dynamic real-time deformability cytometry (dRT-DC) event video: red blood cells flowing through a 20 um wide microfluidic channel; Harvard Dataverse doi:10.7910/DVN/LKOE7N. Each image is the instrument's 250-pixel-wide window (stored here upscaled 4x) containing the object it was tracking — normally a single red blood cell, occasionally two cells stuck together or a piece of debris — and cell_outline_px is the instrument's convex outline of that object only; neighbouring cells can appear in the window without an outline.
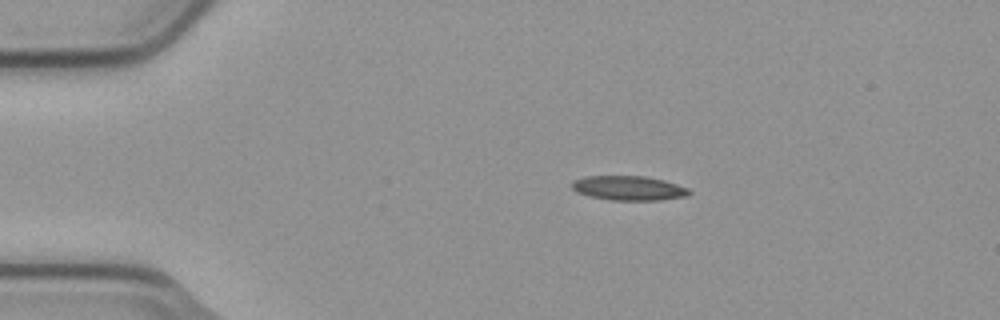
{"species": "common noctule bat (a hibernating species)", "species_latin": "Nyctalus noctula", "temperature_condition": "cold", "stored_images_in_passage": 3, "camera_frame_rate_fps": 3000, "um_per_image_px": 0.085, "animal": {"sex": "male", "body_mass_g": 23.1, "forearm_length_mm": 52.7}, "frame": {"image": 1, "passage_image": 2, "time_ms": 0.333, "image_size_px": [1000, 320], "cell_outline_px": [[692, 192], [688, 196], [660, 200], [612, 200], [588, 196], [576, 192], [572, 188], [572, 180], [584, 176], [644, 176], [664, 180], [688, 188]], "centroid_in_image_um": [53.43, 15.99], "position_along_channel_um": 31.6, "area_um2": 16.82}}